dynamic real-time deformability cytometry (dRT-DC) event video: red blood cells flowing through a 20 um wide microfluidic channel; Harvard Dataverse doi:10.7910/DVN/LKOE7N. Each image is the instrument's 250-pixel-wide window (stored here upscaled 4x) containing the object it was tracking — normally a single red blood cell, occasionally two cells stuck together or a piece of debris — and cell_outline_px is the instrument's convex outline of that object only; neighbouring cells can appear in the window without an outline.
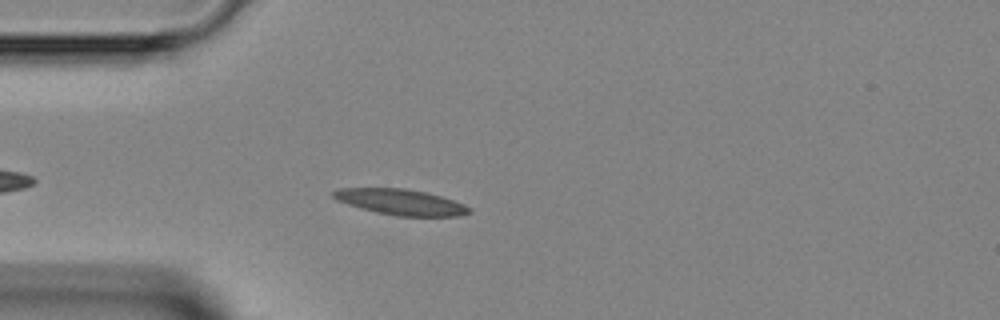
{"species": "Egyptian fruit bat (a non-hibernating species)", "species_latin": "Rousettus aegyptiacus", "temperature_condition": "room temperature", "stored_images_in_passage": 31, "camera_frame_rate_fps": 3000, "um_per_image_px": 0.085, "animal": {"sex": "female"}, "frame": {"image": 1, "passage_image": 5, "time_ms": 1.333, "image_size_px": [1000, 320], "cell_outline_px": [[472, 212], [456, 216], [396, 216], [376, 212], [348, 204], [336, 200], [332, 196], [332, 192], [340, 188], [404, 188], [424, 192], [440, 196], [464, 204]], "centroid_in_image_um": [34.03, 17.17], "position_along_channel_um": 51.0, "area_um2": 20.11}}
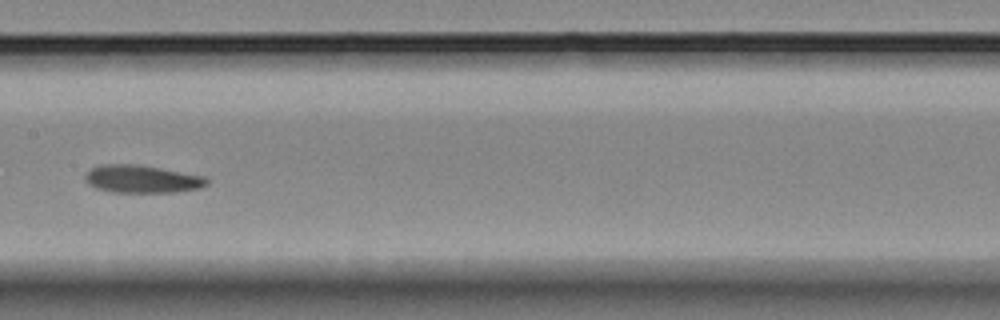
{"frame": {"image": 2, "passage_image": 16, "time_ms": 5.0, "image_size_px": [1000, 320], "cell_outline_px": [[208, 184], [200, 188], [176, 192], [112, 192], [96, 188], [88, 184], [84, 180], [84, 176], [92, 168], [100, 164], [136, 164], [160, 168], [204, 176], [208, 180]], "centroid_in_image_um": [12.05, 15.22], "position_along_channel_um": 195.4, "area_um2": 19.65}}
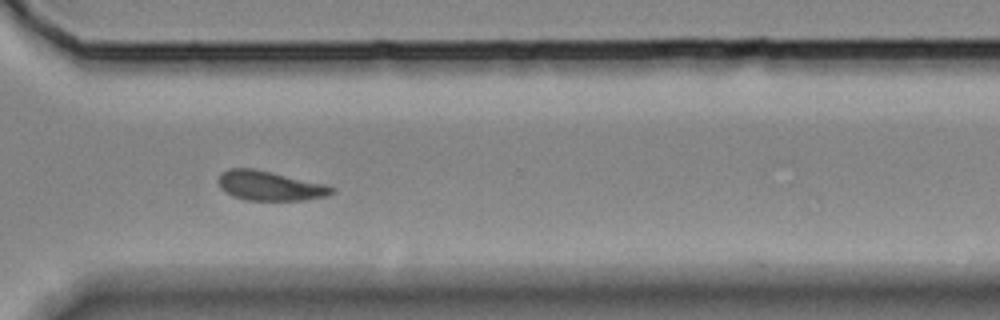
{"frame": {"image": 3, "passage_image": 27, "time_ms": 8.667, "image_size_px": [1000, 320], "cell_outline_px": [[336, 192], [328, 196], [304, 200], [244, 200], [232, 196], [224, 192], [220, 188], [216, 180], [220, 172], [228, 168], [252, 168], [272, 172], [328, 184], [336, 188]], "centroid_in_image_um": [22.93, 15.79], "position_along_channel_um": 347.7, "area_um2": 20.06}}